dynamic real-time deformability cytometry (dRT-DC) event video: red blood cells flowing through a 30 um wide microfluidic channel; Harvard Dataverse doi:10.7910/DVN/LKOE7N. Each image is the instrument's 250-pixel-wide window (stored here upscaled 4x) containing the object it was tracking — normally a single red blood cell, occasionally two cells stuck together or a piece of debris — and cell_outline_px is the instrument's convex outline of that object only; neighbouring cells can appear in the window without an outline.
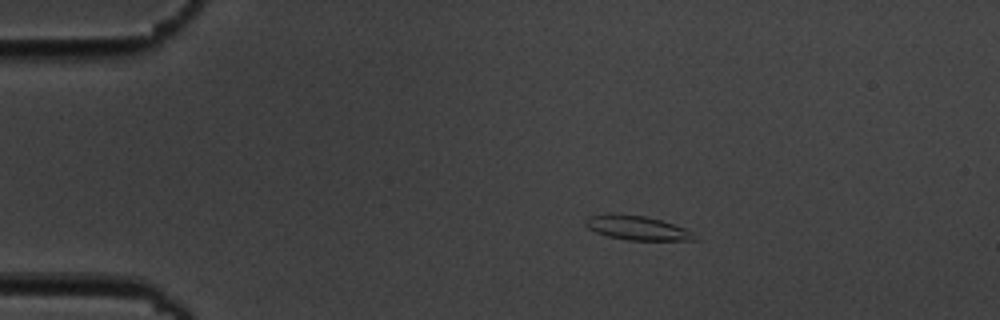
{"species": "common noctule bat (a hibernating species)", "species_latin": "Nyctalus noctula", "temperature_condition": "cold", "stored_images_in_passage": 6, "camera_frame_rate_fps": 3000, "um_per_image_px": 0.085, "animal": {"sex": "male", "body_mass_g": 19.5, "forearm_length_mm": 54.6}, "frame": {"image": 1, "passage_image": 4, "time_ms": 3.667, "image_size_px": [1000, 320], "cell_outline_px": [[700, 240], [628, 240], [608, 236], [596, 232], [588, 228], [584, 224], [584, 220], [588, 216], [612, 212], [644, 216], [660, 220], [684, 228], [692, 232]], "centroid_in_image_um": [54.1, 19.35], "position_along_channel_um": 30.9, "area_um2": 15.49}}